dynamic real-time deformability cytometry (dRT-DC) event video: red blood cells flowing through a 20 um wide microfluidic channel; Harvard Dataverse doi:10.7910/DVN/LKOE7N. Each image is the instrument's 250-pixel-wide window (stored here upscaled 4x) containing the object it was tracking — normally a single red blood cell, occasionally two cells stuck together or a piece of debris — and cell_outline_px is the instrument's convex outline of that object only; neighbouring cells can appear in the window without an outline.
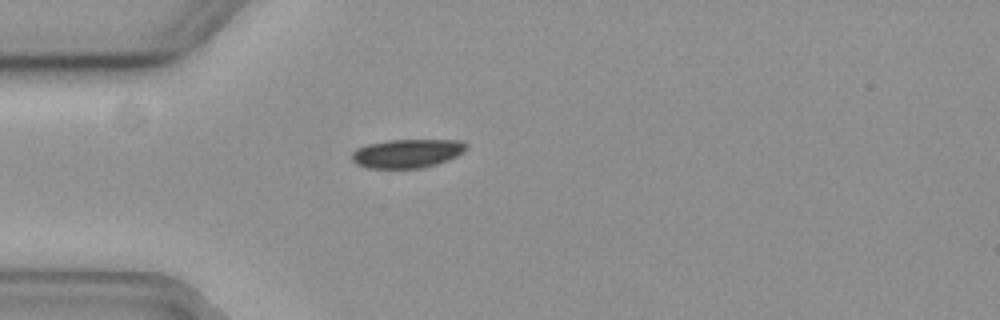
{"species": "common noctule bat (a hibernating species)", "species_latin": "Nyctalus noctula", "temperature_condition": "cold", "stored_images_in_passage": 42, "camera_frame_rate_fps": 3000, "um_per_image_px": 0.085, "animal": {"sex": "female", "body_mass_g": 19.3, "forearm_length_mm": 54.1}, "frame": {"image": 1, "passage_image": 1, "time_ms": 0.0, "image_size_px": [1000, 320], "cell_outline_px": [[468, 144], [456, 156], [448, 160], [436, 164], [420, 168], [368, 168], [356, 164], [352, 160], [352, 152], [356, 148], [368, 144], [388, 140], [464, 140]], "centroid_in_image_um": [34.58, 13.03], "position_along_channel_um": 50.4, "area_um2": 19.07}}
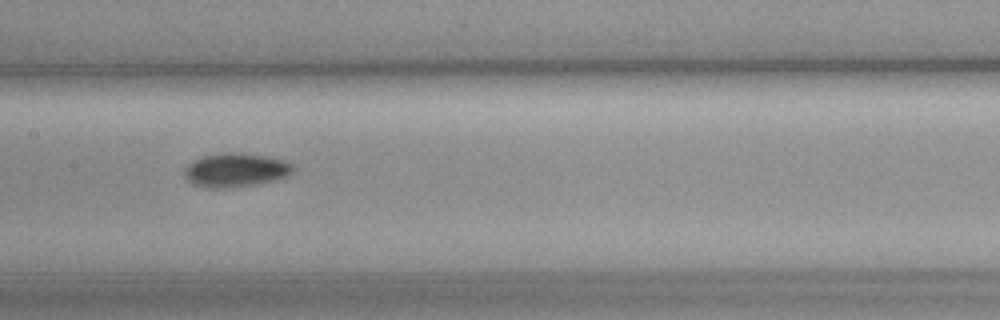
{"frame": {"image": 2, "passage_image": 13, "time_ms": 4.0, "image_size_px": [1000, 320], "cell_outline_px": [[292, 172], [288, 176], [276, 180], [228, 188], [208, 188], [192, 184], [184, 176], [184, 168], [192, 160], [204, 156], [220, 152], [244, 152], [284, 160], [292, 164]], "centroid_in_image_um": [19.99, 14.44], "position_along_channel_um": 187.4, "area_um2": 21.56}}
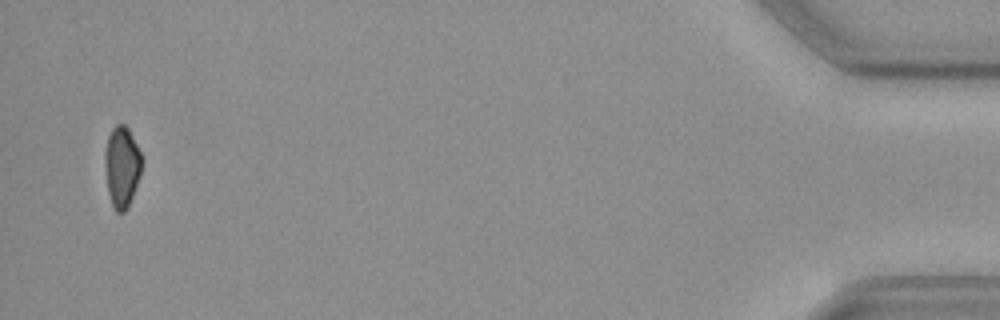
{"frame": {"image": 3, "passage_image": 40, "time_ms": 13.0, "image_size_px": [1000, 320], "cell_outline_px": [[144, 160], [140, 176], [128, 208], [124, 212], [116, 212], [112, 204], [108, 192], [104, 164], [104, 152], [108, 136], [112, 128], [116, 124], [124, 124], [128, 128]], "centroid_in_image_um": [10.36, 14.17], "position_along_channel_um": 424.8, "area_um2": 17.63}, "authors_computed_cell_mechanics": {"area_um2": 19.5942, "velocity_mm_per_s": 3.6875, "shape_relaxation_time_tau1_ms": 2.683, "shape_relaxation_time_tau2_ms": null, "deformation_change_tau1": 0.0872, "deformation_change_tau2": null}}